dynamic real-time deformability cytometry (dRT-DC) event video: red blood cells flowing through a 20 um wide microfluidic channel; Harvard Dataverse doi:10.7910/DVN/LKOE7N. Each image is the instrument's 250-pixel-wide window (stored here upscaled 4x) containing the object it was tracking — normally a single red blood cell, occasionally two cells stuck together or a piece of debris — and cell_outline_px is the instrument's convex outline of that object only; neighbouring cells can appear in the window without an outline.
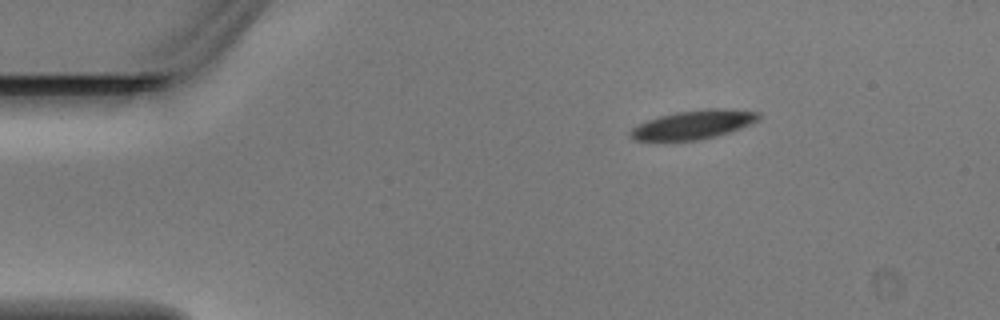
{"species": "Egyptian fruit bat (a non-hibernating species)", "species_latin": "Rousettus aegyptiacus", "temperature_condition": "warm", "stored_images_in_passage": 3, "segment_of_instrument_passage": [1, 2], "camera_frame_rate_fps": 3000, "um_per_image_px": 0.085, "animal": {"sex": "male"}, "frame": {"image": 1, "passage_image": 1, "time_ms": 0.0, "image_size_px": [1000, 320], "cell_outline_px": [[760, 116], [756, 120], [740, 128], [716, 136], [696, 140], [636, 140], [628, 136], [628, 132], [632, 128], [648, 120], [660, 116], [676, 112], [704, 108], [724, 108], [760, 112]], "centroid_in_image_um": [58.92, 10.58], "position_along_channel_um": 26.1, "area_um2": 21.27}}